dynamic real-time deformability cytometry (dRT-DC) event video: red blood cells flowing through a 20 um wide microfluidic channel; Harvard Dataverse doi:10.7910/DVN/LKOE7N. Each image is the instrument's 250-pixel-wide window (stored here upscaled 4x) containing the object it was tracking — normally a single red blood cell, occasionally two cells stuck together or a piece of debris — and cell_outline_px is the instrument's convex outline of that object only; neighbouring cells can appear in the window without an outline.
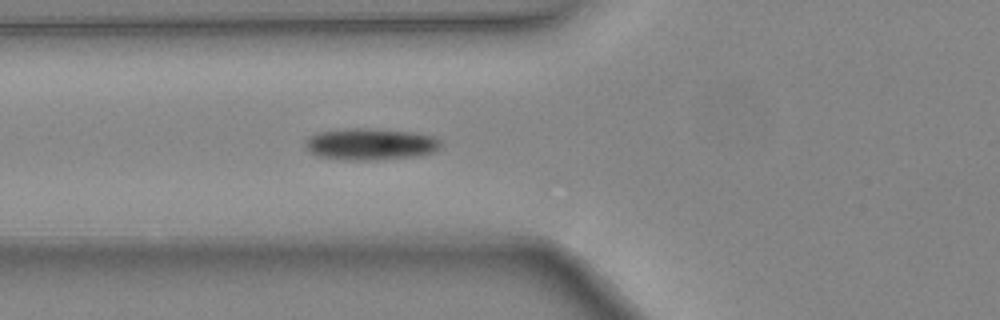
{"species": "common noctule bat (a hibernating species)", "species_latin": "Nyctalus noctula", "temperature_condition": "warm", "stored_images_in_passage": 7, "segment_of_instrument_passage": [1, 2], "camera_frame_rate_fps": 3000, "um_per_image_px": 0.085, "animal": {"sex": "female", "body_mass_g": 24.6, "forearm_length_mm": 56.2}, "frame": {"image": 1, "passage_image": 6, "time_ms": 1.667, "image_size_px": [1000, 320], "cell_outline_px": [[444, 144], [440, 148], [432, 152], [416, 156], [380, 160], [344, 160], [320, 156], [308, 152], [304, 144], [304, 140], [308, 136], [316, 132], [344, 128], [376, 128], [412, 132], [436, 136]], "centroid_in_image_um": [31.47, 12.24], "position_along_channel_um": 94.3, "area_um2": 25.66}}